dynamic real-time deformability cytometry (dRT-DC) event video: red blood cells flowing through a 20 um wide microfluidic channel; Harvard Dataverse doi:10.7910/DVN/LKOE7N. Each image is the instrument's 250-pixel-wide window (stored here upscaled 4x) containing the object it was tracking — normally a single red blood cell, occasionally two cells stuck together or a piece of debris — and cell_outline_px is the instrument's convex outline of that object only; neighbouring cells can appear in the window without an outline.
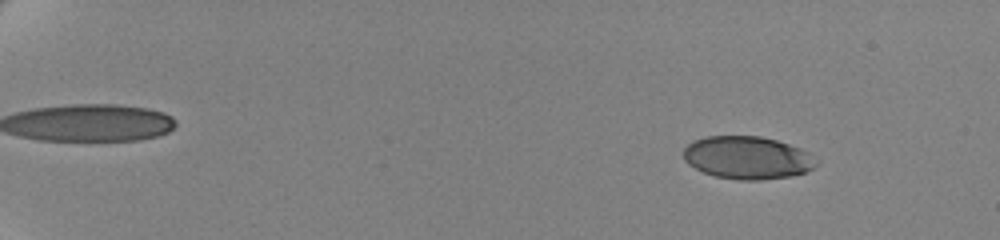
{"species": "human", "species_latin": "Homo sapiens", "temperature_condition": "cold", "stored_images_in_passage": 61, "camera_frame_rate_fps": 3000, "um_per_image_px": 0.085, "donor": {"sex": "female"}, "frame": {"image": 1, "passage_image": 8, "time_ms": 2.333, "image_size_px": [1000, 240], "cell_outline_px": [[816, 164], [812, 168], [804, 172], [788, 176], [760, 180], [740, 180], [716, 176], [704, 172], [688, 164], [684, 160], [684, 148], [692, 140], [708, 136], [760, 136], [776, 140], [800, 148], [808, 152]], "centroid_in_image_um": [63.47, 13.39], "position_along_channel_um": 21.5, "area_um2": 32.71}}
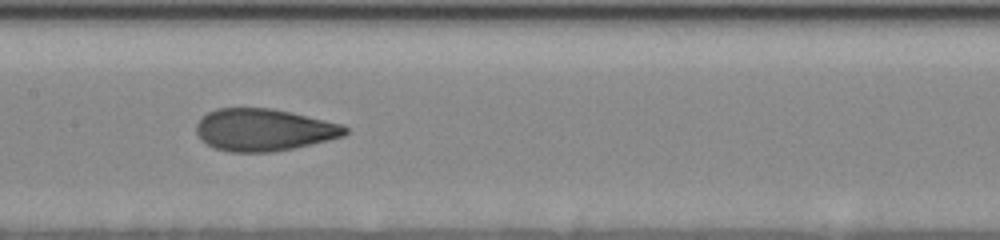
{"frame": {"image": 2, "passage_image": 35, "time_ms": 11.333, "image_size_px": [1000, 240], "cell_outline_px": [[348, 132], [344, 136], [328, 140], [292, 148], [272, 152], [228, 152], [216, 148], [200, 140], [196, 132], [196, 124], [200, 116], [216, 108], [272, 108], [292, 112], [344, 124], [348, 128]], "centroid_in_image_um": [22.41, 11.02], "position_along_channel_um": 185.0, "area_um2": 36.88}}
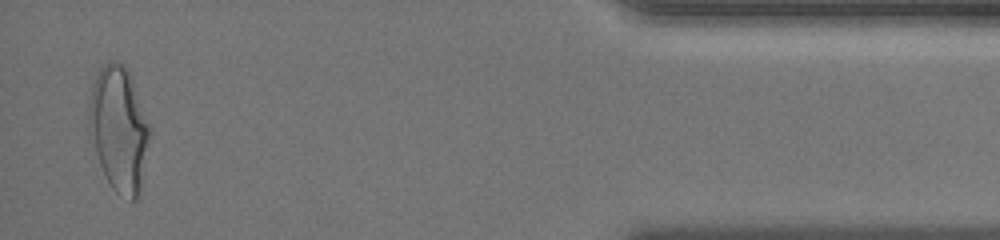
{"frame": {"image": 3, "passage_image": 60, "time_ms": 19.667, "image_size_px": [1000, 240], "cell_outline_px": [[152, 132], [140, 192], [136, 200], [132, 200], [116, 192], [112, 188], [88, 140], [88, 108], [92, 88], [96, 76], [100, 68], [104, 64], [112, 60], [116, 60], [124, 64], [128, 68], [152, 128]], "centroid_in_image_um": [10.12, 10.94], "position_along_channel_um": 425.1, "area_um2": 45.08}, "authors_computed_cell_mechanics": {"area_um2": 36.2406, "velocity_mm_per_s": 3.4963, "shape_relaxation_time_tau1_ms": 4.2377, "shape_relaxation_time_tau2_ms": 1.0726, "deformation_change_tau1": 0.1716, "deformation_change_tau2": 0.0663}}